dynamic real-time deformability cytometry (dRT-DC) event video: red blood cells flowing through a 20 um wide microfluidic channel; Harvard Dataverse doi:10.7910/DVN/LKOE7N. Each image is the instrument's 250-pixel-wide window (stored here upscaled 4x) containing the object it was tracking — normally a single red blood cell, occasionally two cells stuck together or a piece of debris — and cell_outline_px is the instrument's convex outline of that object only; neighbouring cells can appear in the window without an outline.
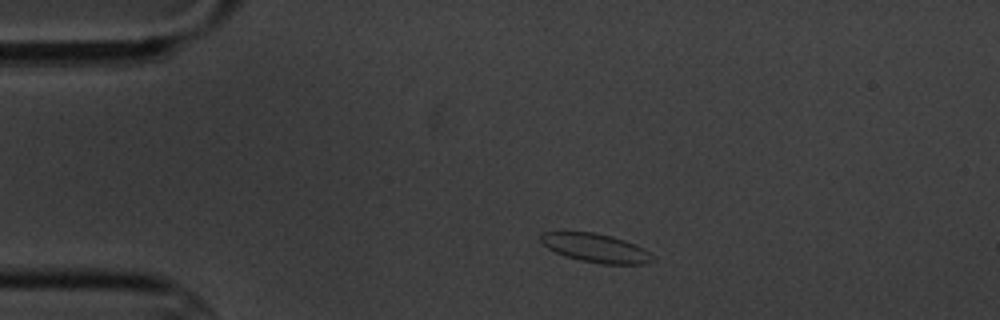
{"species": "common noctule bat (a hibernating species)", "species_latin": "Nyctalus noctula", "temperature_condition": "cold", "stored_images_in_passage": 6, "camera_frame_rate_fps": 3000, "um_per_image_px": 0.085, "animal": {"sex": "male", "body_mass_g": 20.1, "forearm_length_mm": 53.5}, "frame": {"image": 1, "passage_image": 1, "time_ms": 0.0, "image_size_px": [1000, 320], "cell_outline_px": [[656, 260], [644, 264], [600, 264], [580, 260], [556, 252], [548, 248], [540, 240], [540, 236], [544, 232], [596, 232], [612, 236], [636, 244], [644, 248]], "centroid_in_image_um": [50.68, 21.08], "position_along_channel_um": 34.3, "area_um2": 18.61}}
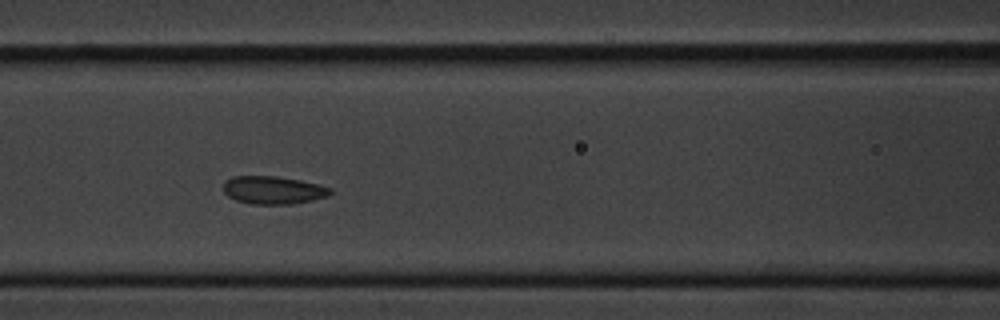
{"frame": {"image": 2, "passage_image": 5, "time_ms": 4.333, "image_size_px": [1000, 320], "cell_outline_px": [[332, 192], [328, 196], [312, 200], [292, 204], [248, 204], [236, 200], [228, 196], [224, 192], [224, 184], [232, 176], [276, 176], [300, 180], [332, 188]], "centroid_in_image_um": [23.22, 16.16], "position_along_channel_um": 143.4, "area_um2": 17.34}}
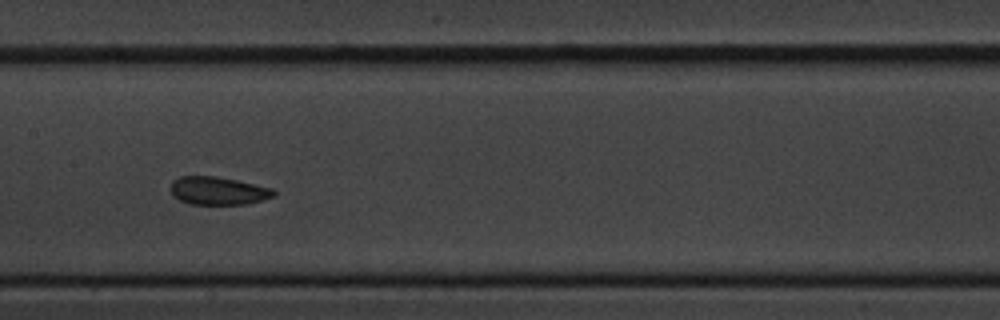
{"frame": {"image": 3, "passage_image": 6, "time_ms": 5.667, "image_size_px": [1000, 320], "cell_outline_px": [[276, 196], [244, 204], [192, 204], [180, 200], [172, 192], [172, 180], [180, 176], [216, 176], [256, 184], [272, 188], [276, 192]], "centroid_in_image_um": [18.57, 16.2], "position_along_channel_um": 188.8, "area_um2": 16.65}}